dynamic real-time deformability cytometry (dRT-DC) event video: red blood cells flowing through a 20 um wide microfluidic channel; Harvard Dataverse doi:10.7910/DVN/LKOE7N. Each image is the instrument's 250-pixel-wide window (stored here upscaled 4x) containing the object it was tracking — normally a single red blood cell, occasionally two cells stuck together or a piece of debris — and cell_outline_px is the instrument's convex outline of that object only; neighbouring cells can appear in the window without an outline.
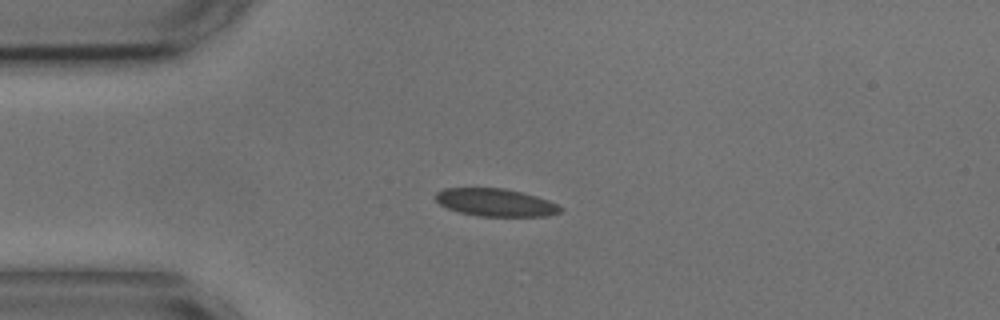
{"species": "common noctule bat (a hibernating species)", "species_latin": "Nyctalus noctula", "temperature_condition": "cold", "stored_images_in_passage": 44, "camera_frame_rate_fps": 3000, "um_per_image_px": 0.085, "animal": {"sex": "male", "body_mass_g": 17.9, "forearm_length_mm": 54.2}, "frame": {"image": 1, "passage_image": 1, "time_ms": 0.0, "image_size_px": [1000, 320], "cell_outline_px": [[564, 208], [560, 212], [548, 216], [480, 216], [460, 212], [448, 208], [440, 204], [436, 200], [436, 192], [444, 188], [504, 188], [536, 196], [548, 200]], "centroid_in_image_um": [42.13, 17.21], "position_along_channel_um": 42.9, "area_um2": 20.0}}
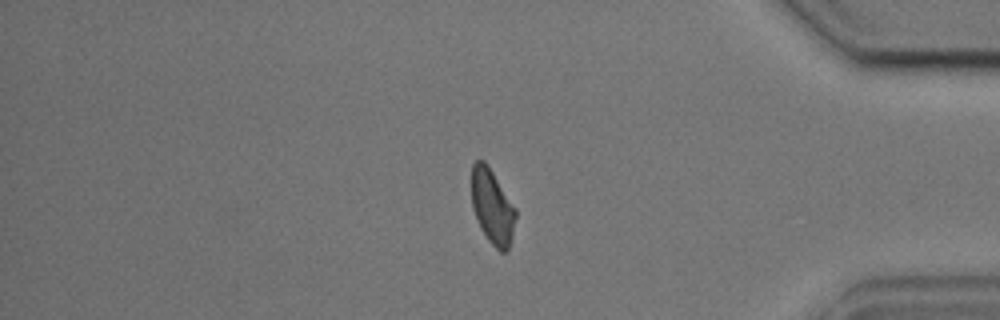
{"frame": {"image": 2, "passage_image": 34, "time_ms": 11.0, "image_size_px": [1000, 320], "cell_outline_px": [[516, 216], [512, 236], [508, 248], [504, 252], [500, 252], [488, 240], [480, 228], [472, 208], [472, 164], [476, 160], [484, 160], [488, 164], [516, 208]], "centroid_in_image_um": [41.84, 17.54], "position_along_channel_um": 393.4, "area_um2": 19.25}}
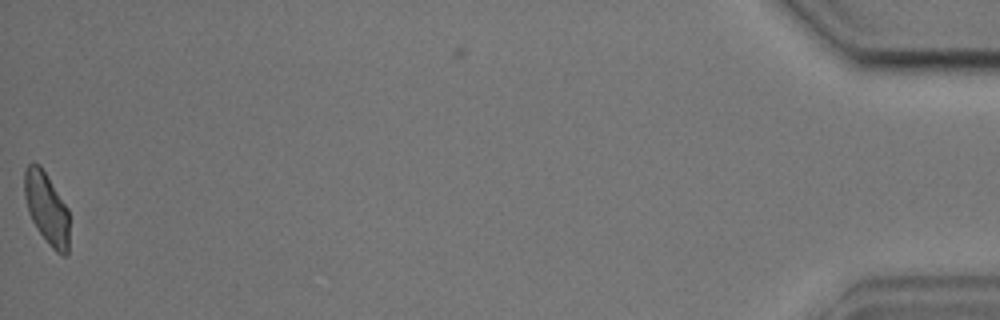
{"frame": {"image": 3, "passage_image": 43, "time_ms": 14.0, "image_size_px": [1000, 320], "cell_outline_px": [[68, 252], [64, 256], [56, 252], [48, 244], [36, 228], [28, 212], [24, 196], [24, 172], [28, 164], [32, 160], [40, 164], [68, 208]], "centroid_in_image_um": [3.94, 17.67], "position_along_channel_um": 431.3, "area_um2": 18.9}, "authors_computed_cell_mechanics": {"area_um2": 20.3456, "velocity_mm_per_s": 3.6076, "shape_relaxation_time_tau1_ms": 4.1648, "shape_relaxation_time_tau2_ms": 1.3298, "deformation_change_tau1": 0.1039, "deformation_change_tau2": 0.0607}}